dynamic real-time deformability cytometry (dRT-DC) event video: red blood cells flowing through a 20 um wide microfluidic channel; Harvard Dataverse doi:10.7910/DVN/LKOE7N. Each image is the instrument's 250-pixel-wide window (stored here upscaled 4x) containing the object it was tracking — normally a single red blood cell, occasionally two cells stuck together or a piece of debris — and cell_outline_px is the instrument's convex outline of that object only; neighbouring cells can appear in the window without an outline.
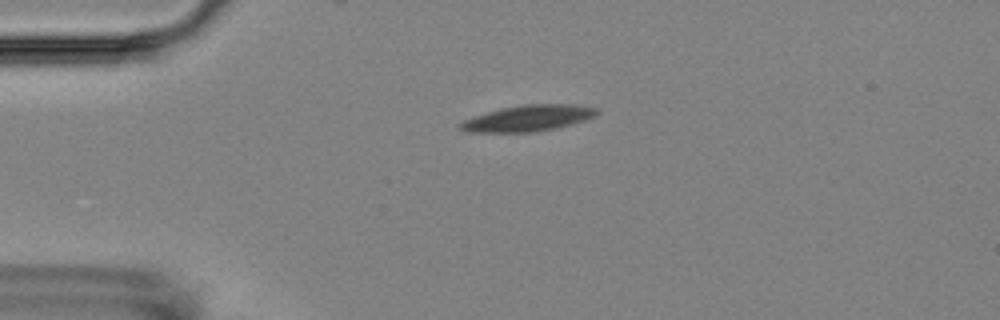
{"species": "Egyptian fruit bat (a non-hibernating species)", "species_latin": "Rousettus aegyptiacus", "temperature_condition": "room temperature", "stored_images_in_passage": 2, "camera_frame_rate_fps": 3000, "um_per_image_px": 0.085, "animal": {"sex": "female"}, "frame": {"image": 1, "passage_image": 1, "time_ms": 0.0, "image_size_px": [1000, 320], "cell_outline_px": [[600, 112], [596, 116], [572, 124], [556, 128], [532, 132], [468, 132], [460, 128], [456, 124], [464, 120], [500, 108], [520, 104], [572, 104], [600, 108]], "centroid_in_image_um": [44.93, 10.04], "position_along_channel_um": 40.1, "area_um2": 20.87}}